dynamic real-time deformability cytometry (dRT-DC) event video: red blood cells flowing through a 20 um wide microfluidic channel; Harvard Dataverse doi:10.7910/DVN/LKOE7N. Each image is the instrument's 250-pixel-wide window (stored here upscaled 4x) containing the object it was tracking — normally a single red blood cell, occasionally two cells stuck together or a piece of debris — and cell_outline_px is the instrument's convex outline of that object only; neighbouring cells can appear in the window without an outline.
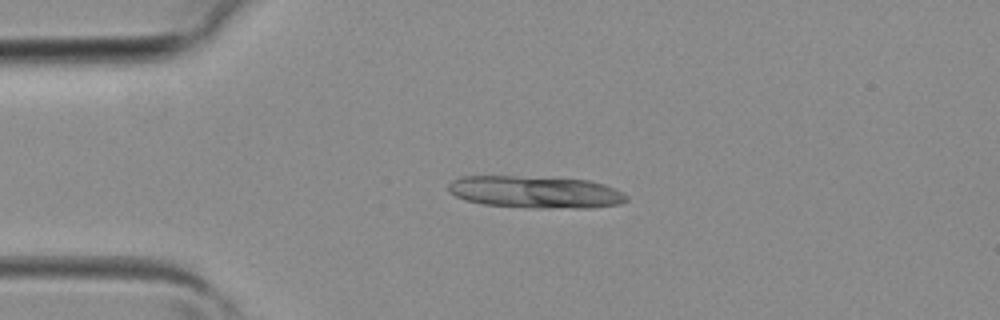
{"species": "common noctule bat (a hibernating species)", "species_latin": "Nyctalus noctula", "temperature_condition": "room temperature", "stored_images_in_passage": 5, "segment_of_instrument_passage": [1, 2], "camera_frame_rate_fps": 3000, "um_per_image_px": 0.085, "animal": {"sex": "female", "body_mass_g": 19.3, "forearm_length_mm": 54.1}, "frame": {"image": 1, "passage_image": 3, "time_ms": 0.667, "image_size_px": [1000, 320], "cell_outline_px": [[628, 200], [620, 204], [592, 208], [536, 208], [484, 204], [464, 200], [448, 192], [448, 184], [452, 180], [460, 176], [516, 176], [588, 180], [604, 184], [616, 188], [628, 196]], "centroid_in_image_um": [45.52, 16.33], "position_along_channel_um": 39.5, "area_um2": 33.58}}